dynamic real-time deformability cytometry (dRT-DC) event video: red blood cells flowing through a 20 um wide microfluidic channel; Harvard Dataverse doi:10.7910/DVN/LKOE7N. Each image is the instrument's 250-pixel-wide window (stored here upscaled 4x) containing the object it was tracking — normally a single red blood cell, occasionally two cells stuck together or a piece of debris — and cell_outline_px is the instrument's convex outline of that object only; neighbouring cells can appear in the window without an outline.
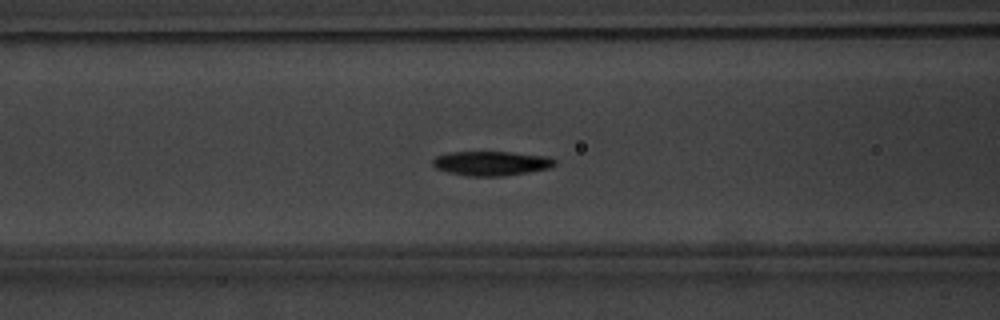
{"species": "common noctule bat (a hibernating species)", "species_latin": "Nyctalus noctula", "temperature_condition": "warm", "stored_images_in_passage": 56, "camera_frame_rate_fps": 3000, "um_per_image_px": 0.085, "animal": {"sex": "male", "body_mass_g": 20.1, "forearm_length_mm": 53.5}, "frame": {"image": 1, "passage_image": 24, "time_ms": 7.667, "image_size_px": [1000, 320], "cell_outline_px": [[556, 164], [552, 168], [504, 176], [468, 176], [448, 172], [436, 168], [432, 164], [432, 160], [436, 156], [448, 152], [512, 152], [548, 156], [556, 160]], "centroid_in_image_um": [41.79, 13.88], "position_along_channel_um": 124.8, "area_um2": 17.51}}
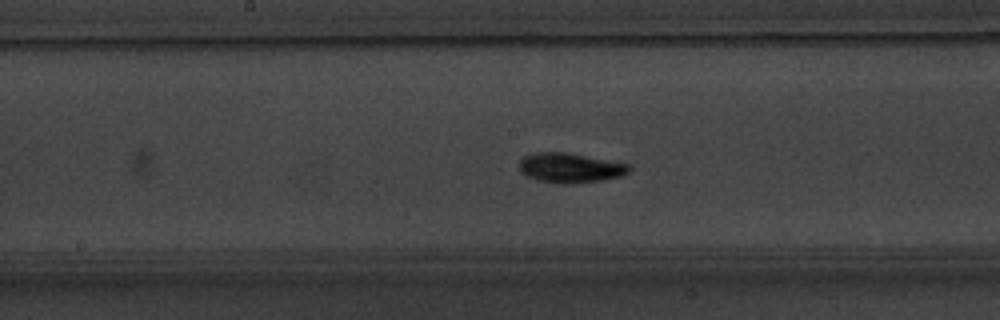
{"frame": {"image": 2, "passage_image": 30, "time_ms": 9.667, "image_size_px": [1000, 320], "cell_outline_px": [[632, 168], [628, 172], [620, 176], [604, 180], [572, 184], [560, 184], [536, 180], [520, 172], [520, 160], [524, 156], [532, 152], [568, 152], [632, 164]], "centroid_in_image_um": [48.49, 14.26], "position_along_channel_um": 199.7, "area_um2": 19.42}}
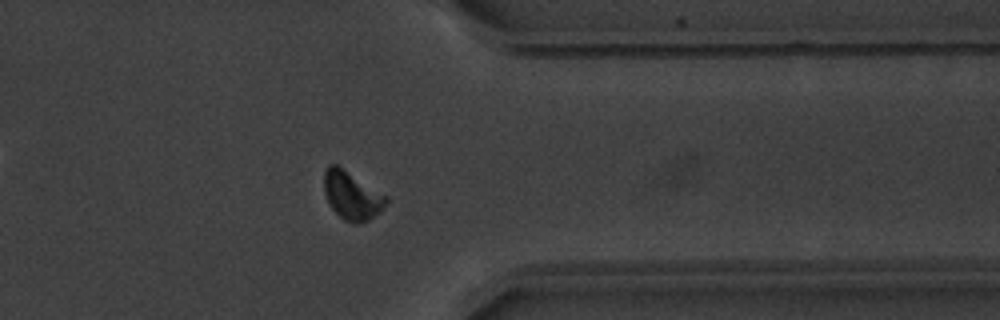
{"frame": {"image": 3, "passage_image": 45, "time_ms": 14.667, "image_size_px": [1000, 320], "cell_outline_px": [[388, 200], [380, 212], [368, 220], [360, 224], [352, 224], [344, 220], [332, 208], [324, 192], [324, 172], [328, 164], [336, 164], [388, 196]], "centroid_in_image_um": [29.91, 16.63], "position_along_channel_um": 381.5, "area_um2": 17.4}, "authors_computed_cell_mechanics": {"area_um2": 16.8487, "velocity_mm_per_s": 3.74, "shape_relaxation_time_tau1_ms": 2.2376, "shape_relaxation_time_tau2_ms": null, "deformation_change_tau1": 0.1313, "deformation_change_tau2": null}}